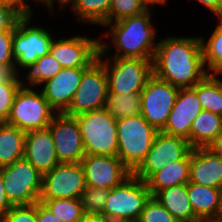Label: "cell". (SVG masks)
<instances>
[{"label": "cell", "mask_w": 222, "mask_h": 222, "mask_svg": "<svg viewBox=\"0 0 222 222\" xmlns=\"http://www.w3.org/2000/svg\"><path fill=\"white\" fill-rule=\"evenodd\" d=\"M153 74L179 89L192 88L208 73L203 62L201 37H168L158 41Z\"/></svg>", "instance_id": "cell-1"}, {"label": "cell", "mask_w": 222, "mask_h": 222, "mask_svg": "<svg viewBox=\"0 0 222 222\" xmlns=\"http://www.w3.org/2000/svg\"><path fill=\"white\" fill-rule=\"evenodd\" d=\"M150 16L148 8L138 15L105 25L111 27V42L117 48L115 58L153 59L157 43L153 42L156 33L151 26Z\"/></svg>", "instance_id": "cell-2"}, {"label": "cell", "mask_w": 222, "mask_h": 222, "mask_svg": "<svg viewBox=\"0 0 222 222\" xmlns=\"http://www.w3.org/2000/svg\"><path fill=\"white\" fill-rule=\"evenodd\" d=\"M118 158L133 173L145 160L158 131L140 115L116 121Z\"/></svg>", "instance_id": "cell-3"}, {"label": "cell", "mask_w": 222, "mask_h": 222, "mask_svg": "<svg viewBox=\"0 0 222 222\" xmlns=\"http://www.w3.org/2000/svg\"><path fill=\"white\" fill-rule=\"evenodd\" d=\"M108 46L100 41L98 59L106 70L108 93L132 94L141 93L149 78L153 75V59L115 58L113 65L101 60Z\"/></svg>", "instance_id": "cell-4"}, {"label": "cell", "mask_w": 222, "mask_h": 222, "mask_svg": "<svg viewBox=\"0 0 222 222\" xmlns=\"http://www.w3.org/2000/svg\"><path fill=\"white\" fill-rule=\"evenodd\" d=\"M86 155L118 157L116 119L105 108L77 116Z\"/></svg>", "instance_id": "cell-5"}, {"label": "cell", "mask_w": 222, "mask_h": 222, "mask_svg": "<svg viewBox=\"0 0 222 222\" xmlns=\"http://www.w3.org/2000/svg\"><path fill=\"white\" fill-rule=\"evenodd\" d=\"M150 196L146 182L132 173L110 189L101 217L110 222H137Z\"/></svg>", "instance_id": "cell-6"}, {"label": "cell", "mask_w": 222, "mask_h": 222, "mask_svg": "<svg viewBox=\"0 0 222 222\" xmlns=\"http://www.w3.org/2000/svg\"><path fill=\"white\" fill-rule=\"evenodd\" d=\"M53 111L42 92L38 94L30 87H24L21 81V87L14 97L6 123L25 133L44 129L51 123Z\"/></svg>", "instance_id": "cell-7"}, {"label": "cell", "mask_w": 222, "mask_h": 222, "mask_svg": "<svg viewBox=\"0 0 222 222\" xmlns=\"http://www.w3.org/2000/svg\"><path fill=\"white\" fill-rule=\"evenodd\" d=\"M6 196L12 205H30L39 202L42 174L25 158L0 168Z\"/></svg>", "instance_id": "cell-8"}, {"label": "cell", "mask_w": 222, "mask_h": 222, "mask_svg": "<svg viewBox=\"0 0 222 222\" xmlns=\"http://www.w3.org/2000/svg\"><path fill=\"white\" fill-rule=\"evenodd\" d=\"M108 94V83L104 64L97 59L83 73L69 108L64 112L77 116L104 108Z\"/></svg>", "instance_id": "cell-9"}, {"label": "cell", "mask_w": 222, "mask_h": 222, "mask_svg": "<svg viewBox=\"0 0 222 222\" xmlns=\"http://www.w3.org/2000/svg\"><path fill=\"white\" fill-rule=\"evenodd\" d=\"M30 19L31 16L20 17L13 29L12 48L16 74V64L22 68L34 64L40 57L49 53L54 40L42 27H28Z\"/></svg>", "instance_id": "cell-10"}, {"label": "cell", "mask_w": 222, "mask_h": 222, "mask_svg": "<svg viewBox=\"0 0 222 222\" xmlns=\"http://www.w3.org/2000/svg\"><path fill=\"white\" fill-rule=\"evenodd\" d=\"M179 88L154 74L141 91V115L157 131H162L174 106Z\"/></svg>", "instance_id": "cell-11"}, {"label": "cell", "mask_w": 222, "mask_h": 222, "mask_svg": "<svg viewBox=\"0 0 222 222\" xmlns=\"http://www.w3.org/2000/svg\"><path fill=\"white\" fill-rule=\"evenodd\" d=\"M85 188V173L81 163H59L42 175L39 199H81Z\"/></svg>", "instance_id": "cell-12"}, {"label": "cell", "mask_w": 222, "mask_h": 222, "mask_svg": "<svg viewBox=\"0 0 222 222\" xmlns=\"http://www.w3.org/2000/svg\"><path fill=\"white\" fill-rule=\"evenodd\" d=\"M192 150L188 140L158 131L145 160L133 174L146 181L167 163L184 159Z\"/></svg>", "instance_id": "cell-13"}, {"label": "cell", "mask_w": 222, "mask_h": 222, "mask_svg": "<svg viewBox=\"0 0 222 222\" xmlns=\"http://www.w3.org/2000/svg\"><path fill=\"white\" fill-rule=\"evenodd\" d=\"M48 128L52 134L56 157L59 163H80L86 155L77 119L56 113Z\"/></svg>", "instance_id": "cell-14"}, {"label": "cell", "mask_w": 222, "mask_h": 222, "mask_svg": "<svg viewBox=\"0 0 222 222\" xmlns=\"http://www.w3.org/2000/svg\"><path fill=\"white\" fill-rule=\"evenodd\" d=\"M100 41L86 36L52 41L49 53L62 68H88L98 59Z\"/></svg>", "instance_id": "cell-15"}, {"label": "cell", "mask_w": 222, "mask_h": 222, "mask_svg": "<svg viewBox=\"0 0 222 222\" xmlns=\"http://www.w3.org/2000/svg\"><path fill=\"white\" fill-rule=\"evenodd\" d=\"M80 163L91 187L112 189L132 174L118 157L85 155Z\"/></svg>", "instance_id": "cell-16"}, {"label": "cell", "mask_w": 222, "mask_h": 222, "mask_svg": "<svg viewBox=\"0 0 222 222\" xmlns=\"http://www.w3.org/2000/svg\"><path fill=\"white\" fill-rule=\"evenodd\" d=\"M200 101L192 88L179 89L163 133L181 137L190 143V130L194 119L202 111Z\"/></svg>", "instance_id": "cell-17"}, {"label": "cell", "mask_w": 222, "mask_h": 222, "mask_svg": "<svg viewBox=\"0 0 222 222\" xmlns=\"http://www.w3.org/2000/svg\"><path fill=\"white\" fill-rule=\"evenodd\" d=\"M87 68H63L56 76L45 82L42 90L49 105L58 113L65 112L79 87Z\"/></svg>", "instance_id": "cell-18"}, {"label": "cell", "mask_w": 222, "mask_h": 222, "mask_svg": "<svg viewBox=\"0 0 222 222\" xmlns=\"http://www.w3.org/2000/svg\"><path fill=\"white\" fill-rule=\"evenodd\" d=\"M24 158L42 175L59 164L52 134L48 127L26 133Z\"/></svg>", "instance_id": "cell-19"}, {"label": "cell", "mask_w": 222, "mask_h": 222, "mask_svg": "<svg viewBox=\"0 0 222 222\" xmlns=\"http://www.w3.org/2000/svg\"><path fill=\"white\" fill-rule=\"evenodd\" d=\"M189 181L222 189V157L213 154L208 148H192Z\"/></svg>", "instance_id": "cell-20"}, {"label": "cell", "mask_w": 222, "mask_h": 222, "mask_svg": "<svg viewBox=\"0 0 222 222\" xmlns=\"http://www.w3.org/2000/svg\"><path fill=\"white\" fill-rule=\"evenodd\" d=\"M187 193L193 212L197 218L222 221V190L187 183Z\"/></svg>", "instance_id": "cell-21"}, {"label": "cell", "mask_w": 222, "mask_h": 222, "mask_svg": "<svg viewBox=\"0 0 222 222\" xmlns=\"http://www.w3.org/2000/svg\"><path fill=\"white\" fill-rule=\"evenodd\" d=\"M190 179V153L182 160L167 163L160 171L154 172L145 182L150 195L179 184H186Z\"/></svg>", "instance_id": "cell-22"}, {"label": "cell", "mask_w": 222, "mask_h": 222, "mask_svg": "<svg viewBox=\"0 0 222 222\" xmlns=\"http://www.w3.org/2000/svg\"><path fill=\"white\" fill-rule=\"evenodd\" d=\"M154 197L179 222L198 219L189 202L187 183L164 188L158 191Z\"/></svg>", "instance_id": "cell-23"}, {"label": "cell", "mask_w": 222, "mask_h": 222, "mask_svg": "<svg viewBox=\"0 0 222 222\" xmlns=\"http://www.w3.org/2000/svg\"><path fill=\"white\" fill-rule=\"evenodd\" d=\"M222 132V116L202 110L194 119L190 130L192 148H207Z\"/></svg>", "instance_id": "cell-24"}, {"label": "cell", "mask_w": 222, "mask_h": 222, "mask_svg": "<svg viewBox=\"0 0 222 222\" xmlns=\"http://www.w3.org/2000/svg\"><path fill=\"white\" fill-rule=\"evenodd\" d=\"M25 135L13 125L0 123V168L24 158Z\"/></svg>", "instance_id": "cell-25"}, {"label": "cell", "mask_w": 222, "mask_h": 222, "mask_svg": "<svg viewBox=\"0 0 222 222\" xmlns=\"http://www.w3.org/2000/svg\"><path fill=\"white\" fill-rule=\"evenodd\" d=\"M215 76L217 74L208 73L192 89L203 110L222 116V81Z\"/></svg>", "instance_id": "cell-26"}, {"label": "cell", "mask_w": 222, "mask_h": 222, "mask_svg": "<svg viewBox=\"0 0 222 222\" xmlns=\"http://www.w3.org/2000/svg\"><path fill=\"white\" fill-rule=\"evenodd\" d=\"M104 108L116 120L141 114V93L107 94Z\"/></svg>", "instance_id": "cell-27"}, {"label": "cell", "mask_w": 222, "mask_h": 222, "mask_svg": "<svg viewBox=\"0 0 222 222\" xmlns=\"http://www.w3.org/2000/svg\"><path fill=\"white\" fill-rule=\"evenodd\" d=\"M72 9L80 20L95 24H108L111 0H72Z\"/></svg>", "instance_id": "cell-28"}, {"label": "cell", "mask_w": 222, "mask_h": 222, "mask_svg": "<svg viewBox=\"0 0 222 222\" xmlns=\"http://www.w3.org/2000/svg\"><path fill=\"white\" fill-rule=\"evenodd\" d=\"M62 222H78L84 216L81 199H39Z\"/></svg>", "instance_id": "cell-29"}, {"label": "cell", "mask_w": 222, "mask_h": 222, "mask_svg": "<svg viewBox=\"0 0 222 222\" xmlns=\"http://www.w3.org/2000/svg\"><path fill=\"white\" fill-rule=\"evenodd\" d=\"M218 19L220 24L211 34L208 42L205 44L202 37L201 41L204 65L208 64V69L213 71L211 74L222 75V15L218 16Z\"/></svg>", "instance_id": "cell-30"}, {"label": "cell", "mask_w": 222, "mask_h": 222, "mask_svg": "<svg viewBox=\"0 0 222 222\" xmlns=\"http://www.w3.org/2000/svg\"><path fill=\"white\" fill-rule=\"evenodd\" d=\"M25 68L31 69L26 78L34 86L45 83L63 69L50 53L40 57L34 64Z\"/></svg>", "instance_id": "cell-31"}, {"label": "cell", "mask_w": 222, "mask_h": 222, "mask_svg": "<svg viewBox=\"0 0 222 222\" xmlns=\"http://www.w3.org/2000/svg\"><path fill=\"white\" fill-rule=\"evenodd\" d=\"M110 189H102L86 185L81 196L85 216H102Z\"/></svg>", "instance_id": "cell-32"}, {"label": "cell", "mask_w": 222, "mask_h": 222, "mask_svg": "<svg viewBox=\"0 0 222 222\" xmlns=\"http://www.w3.org/2000/svg\"><path fill=\"white\" fill-rule=\"evenodd\" d=\"M147 9L143 0H111L108 24L113 23V20L116 22L123 18L138 15Z\"/></svg>", "instance_id": "cell-33"}, {"label": "cell", "mask_w": 222, "mask_h": 222, "mask_svg": "<svg viewBox=\"0 0 222 222\" xmlns=\"http://www.w3.org/2000/svg\"><path fill=\"white\" fill-rule=\"evenodd\" d=\"M17 76L15 74L9 81L0 83V123L7 121L14 97L21 87V80Z\"/></svg>", "instance_id": "cell-34"}, {"label": "cell", "mask_w": 222, "mask_h": 222, "mask_svg": "<svg viewBox=\"0 0 222 222\" xmlns=\"http://www.w3.org/2000/svg\"><path fill=\"white\" fill-rule=\"evenodd\" d=\"M137 222H179L168 212L154 196L145 202Z\"/></svg>", "instance_id": "cell-35"}, {"label": "cell", "mask_w": 222, "mask_h": 222, "mask_svg": "<svg viewBox=\"0 0 222 222\" xmlns=\"http://www.w3.org/2000/svg\"><path fill=\"white\" fill-rule=\"evenodd\" d=\"M1 222H37L36 203L30 205H13L0 219Z\"/></svg>", "instance_id": "cell-36"}, {"label": "cell", "mask_w": 222, "mask_h": 222, "mask_svg": "<svg viewBox=\"0 0 222 222\" xmlns=\"http://www.w3.org/2000/svg\"><path fill=\"white\" fill-rule=\"evenodd\" d=\"M12 39L13 31L0 32V65L15 66Z\"/></svg>", "instance_id": "cell-37"}, {"label": "cell", "mask_w": 222, "mask_h": 222, "mask_svg": "<svg viewBox=\"0 0 222 222\" xmlns=\"http://www.w3.org/2000/svg\"><path fill=\"white\" fill-rule=\"evenodd\" d=\"M19 18L10 7L0 4V32L13 31Z\"/></svg>", "instance_id": "cell-38"}, {"label": "cell", "mask_w": 222, "mask_h": 222, "mask_svg": "<svg viewBox=\"0 0 222 222\" xmlns=\"http://www.w3.org/2000/svg\"><path fill=\"white\" fill-rule=\"evenodd\" d=\"M0 4L10 7L20 17L32 16L30 5L24 0H0Z\"/></svg>", "instance_id": "cell-39"}, {"label": "cell", "mask_w": 222, "mask_h": 222, "mask_svg": "<svg viewBox=\"0 0 222 222\" xmlns=\"http://www.w3.org/2000/svg\"><path fill=\"white\" fill-rule=\"evenodd\" d=\"M37 222H62L43 203H36Z\"/></svg>", "instance_id": "cell-40"}, {"label": "cell", "mask_w": 222, "mask_h": 222, "mask_svg": "<svg viewBox=\"0 0 222 222\" xmlns=\"http://www.w3.org/2000/svg\"><path fill=\"white\" fill-rule=\"evenodd\" d=\"M13 205L10 203L6 196L4 180L2 177V172L0 171V219L7 213V211Z\"/></svg>", "instance_id": "cell-41"}, {"label": "cell", "mask_w": 222, "mask_h": 222, "mask_svg": "<svg viewBox=\"0 0 222 222\" xmlns=\"http://www.w3.org/2000/svg\"><path fill=\"white\" fill-rule=\"evenodd\" d=\"M209 10L214 12L216 16L222 15V0H197Z\"/></svg>", "instance_id": "cell-42"}, {"label": "cell", "mask_w": 222, "mask_h": 222, "mask_svg": "<svg viewBox=\"0 0 222 222\" xmlns=\"http://www.w3.org/2000/svg\"><path fill=\"white\" fill-rule=\"evenodd\" d=\"M15 74L16 72L14 66L0 65V83L9 81Z\"/></svg>", "instance_id": "cell-43"}, {"label": "cell", "mask_w": 222, "mask_h": 222, "mask_svg": "<svg viewBox=\"0 0 222 222\" xmlns=\"http://www.w3.org/2000/svg\"><path fill=\"white\" fill-rule=\"evenodd\" d=\"M213 154L222 157V132L207 147Z\"/></svg>", "instance_id": "cell-44"}, {"label": "cell", "mask_w": 222, "mask_h": 222, "mask_svg": "<svg viewBox=\"0 0 222 222\" xmlns=\"http://www.w3.org/2000/svg\"><path fill=\"white\" fill-rule=\"evenodd\" d=\"M78 222H110V221L106 220L104 217L101 216H84Z\"/></svg>", "instance_id": "cell-45"}, {"label": "cell", "mask_w": 222, "mask_h": 222, "mask_svg": "<svg viewBox=\"0 0 222 222\" xmlns=\"http://www.w3.org/2000/svg\"><path fill=\"white\" fill-rule=\"evenodd\" d=\"M143 2H144V4H145V6L148 8V5L151 3V4H153V3H159V4H163V3H165V2H167V0H143Z\"/></svg>", "instance_id": "cell-46"}, {"label": "cell", "mask_w": 222, "mask_h": 222, "mask_svg": "<svg viewBox=\"0 0 222 222\" xmlns=\"http://www.w3.org/2000/svg\"><path fill=\"white\" fill-rule=\"evenodd\" d=\"M187 222H222L220 220H212V219H196V220H192V221H187Z\"/></svg>", "instance_id": "cell-47"}, {"label": "cell", "mask_w": 222, "mask_h": 222, "mask_svg": "<svg viewBox=\"0 0 222 222\" xmlns=\"http://www.w3.org/2000/svg\"><path fill=\"white\" fill-rule=\"evenodd\" d=\"M35 1L45 2V4H47L48 8L50 7L51 9H52L53 2H54V0H35Z\"/></svg>", "instance_id": "cell-48"}, {"label": "cell", "mask_w": 222, "mask_h": 222, "mask_svg": "<svg viewBox=\"0 0 222 222\" xmlns=\"http://www.w3.org/2000/svg\"><path fill=\"white\" fill-rule=\"evenodd\" d=\"M71 1L72 0H58L59 4L61 5L60 7L67 5Z\"/></svg>", "instance_id": "cell-49"}]
</instances>
